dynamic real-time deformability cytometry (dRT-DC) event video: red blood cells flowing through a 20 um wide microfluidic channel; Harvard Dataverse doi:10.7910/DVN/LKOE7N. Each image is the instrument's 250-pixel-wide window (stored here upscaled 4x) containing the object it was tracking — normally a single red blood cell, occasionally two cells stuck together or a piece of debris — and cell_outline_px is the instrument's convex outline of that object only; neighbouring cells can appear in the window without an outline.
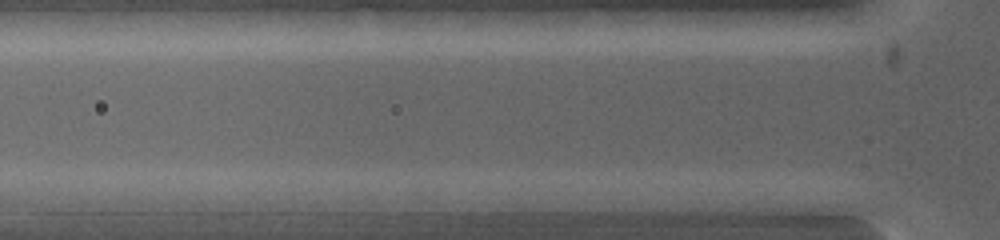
{"species": "common noctule bat (a hibernating species)", "species_latin": "Nyctalus noctula", "temperature_condition": "warm", "stored_images_in_passage": 3, "segment_of_instrument_passage": [1, 2], "camera_frame_rate_fps": 5000, "um_per_image_px": 0.085, "animal": {"sex": "female", "body_mass_g": 19.0, "forearm_length_mm": 53.3}, "frame": {"image": 1, "passage_image": 2, "time_ms": 0.2, "image_size_px": [1000, 240], "cell_outline_px": [[256, 200], [248, 212], [136, 212], [132, 196], [140, 192], [196, 188], [252, 192], [256, 196]], "centroid_in_image_um": [16.49, 17.08], "position_along_channel_um": 109.3, "area_um2": 18.79}}